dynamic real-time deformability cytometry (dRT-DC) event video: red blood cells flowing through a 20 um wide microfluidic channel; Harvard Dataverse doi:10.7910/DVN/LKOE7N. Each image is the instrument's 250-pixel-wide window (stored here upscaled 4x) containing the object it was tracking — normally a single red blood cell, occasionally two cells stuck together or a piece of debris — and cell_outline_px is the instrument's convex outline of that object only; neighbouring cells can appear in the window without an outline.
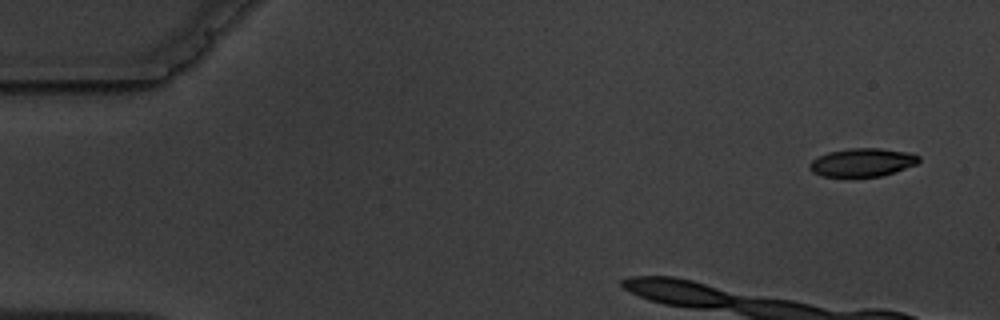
{"species": "common noctule bat (a hibernating species)", "species_latin": "Nyctalus noctula", "temperature_condition": "warm", "stored_images_in_passage": 5, "camera_frame_rate_fps": 3000, "um_per_image_px": 0.085, "animal": {"sex": "male", "body_mass_g": 19.5, "forearm_length_mm": 54.6}, "frame": {"image": 1, "passage_image": 1, "time_ms": 0.0, "image_size_px": [1000, 320], "cell_outline_px": [[920, 160], [916, 164], [880, 176], [852, 180], [820, 176], [812, 172], [808, 168], [808, 164], [812, 160], [828, 152], [848, 148], [880, 148], [912, 152], [920, 156]], "centroid_in_image_um": [73.24, 13.84], "position_along_channel_um": 11.8, "area_um2": 18.84}}